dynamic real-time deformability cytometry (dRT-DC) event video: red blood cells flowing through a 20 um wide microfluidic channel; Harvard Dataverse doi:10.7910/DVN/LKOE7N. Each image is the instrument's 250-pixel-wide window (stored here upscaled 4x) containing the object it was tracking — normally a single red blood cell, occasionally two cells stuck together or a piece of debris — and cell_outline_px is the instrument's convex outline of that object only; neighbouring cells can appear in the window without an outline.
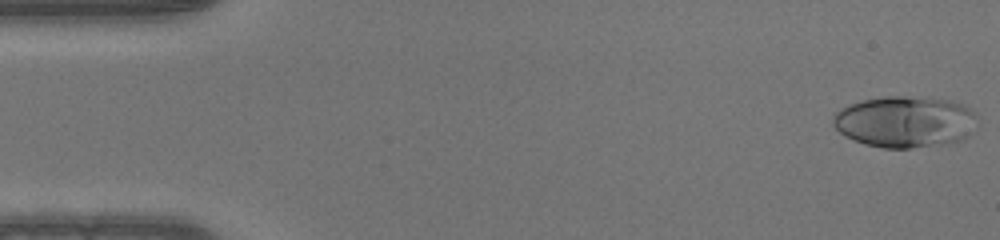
{"species": "human", "species_latin": "Homo sapiens", "temperature_condition": "warm", "stored_images_in_passage": 49, "camera_frame_rate_fps": 3000, "um_per_image_px": 0.085, "donor": {"sex": "male"}, "frame": {"image": 1, "passage_image": 1, "time_ms": 0.0, "image_size_px": [1000, 240], "cell_outline_px": [[976, 116], [972, 132], [964, 140], [940, 144], [912, 148], [884, 148], [864, 144], [852, 140], [844, 136], [832, 124], [832, 116], [840, 108], [848, 104], [860, 100], [884, 96], [904, 96], [948, 100], [964, 104], [972, 108], [976, 112]], "centroid_in_image_um": [76.9, 10.34], "position_along_channel_um": 8.1, "area_um2": 43.64}}
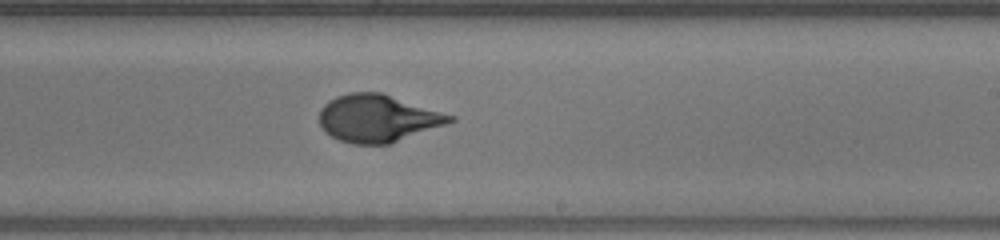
{"frame": {"image": 2, "passage_image": 29, "time_ms": 9.333, "image_size_px": [1000, 240], "cell_outline_px": [[456, 120], [388, 144], [352, 144], [340, 140], [324, 132], [320, 128], [320, 108], [328, 100], [336, 96], [348, 92], [380, 92], [456, 116]], "centroid_in_image_um": [32.06, 10.05], "position_along_channel_um": 256.9, "area_um2": 35.89}}
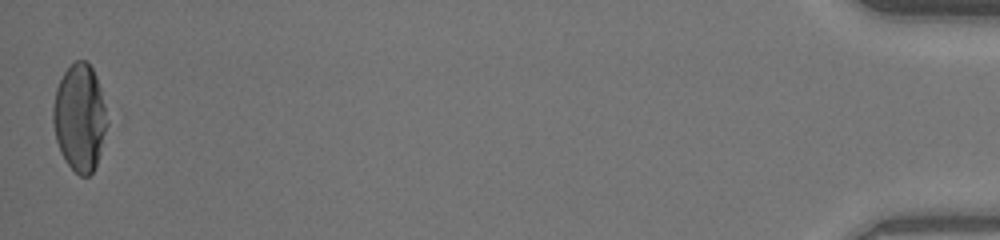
{"frame": {"image": 3, "passage_image": 49, "time_ms": 16.0, "image_size_px": [1000, 240], "cell_outline_px": [[108, 124], [100, 152], [96, 164], [92, 172], [88, 176], [80, 176], [64, 160], [60, 152], [56, 140], [52, 124], [52, 108], [56, 88], [64, 72], [76, 60], [84, 60], [92, 68], [96, 76], [100, 88], [104, 104]], "centroid_in_image_um": [6.75, 10.01], "position_along_channel_um": 428.4, "area_um2": 33.7}}